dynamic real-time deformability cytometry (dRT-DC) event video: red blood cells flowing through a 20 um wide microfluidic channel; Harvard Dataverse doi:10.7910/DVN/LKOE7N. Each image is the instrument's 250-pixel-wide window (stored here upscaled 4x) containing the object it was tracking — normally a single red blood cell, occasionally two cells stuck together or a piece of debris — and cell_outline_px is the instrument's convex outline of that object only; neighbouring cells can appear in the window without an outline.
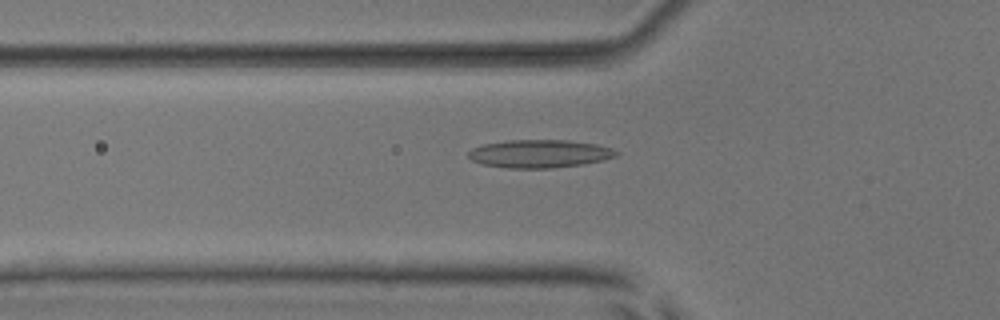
{"species": "common noctule bat (a hibernating species)", "species_latin": "Nyctalus noctula", "temperature_condition": "room temperature", "stored_images_in_passage": 45, "camera_frame_rate_fps": 3000, "um_per_image_px": 0.085, "animal": {"sex": "male", "body_mass_g": 17.9, "forearm_length_mm": 54.2}, "frame": {"image": 1, "passage_image": 13, "time_ms": 4.0, "image_size_px": [1000, 320], "cell_outline_px": [[620, 152], [616, 156], [604, 160], [584, 164], [552, 168], [508, 168], [480, 164], [472, 160], [468, 156], [468, 152], [472, 148], [484, 144], [508, 140], [568, 140], [596, 144], [612, 148]], "centroid_in_image_um": [45.87, 13.07], "position_along_channel_um": 79.9, "area_um2": 24.28}}
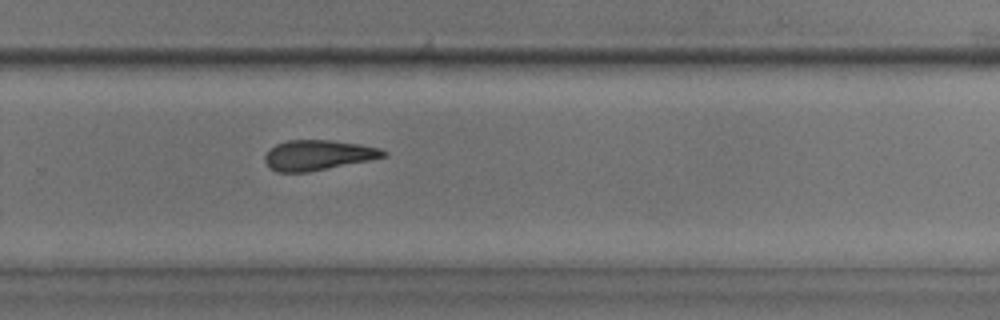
{"frame": {"image": 2, "passage_image": 30, "time_ms": 9.667, "image_size_px": [1000, 320], "cell_outline_px": [[388, 156], [308, 172], [276, 172], [268, 168], [264, 160], [264, 156], [276, 144], [288, 140], [332, 140], [360, 144], [380, 148], [388, 152]], "centroid_in_image_um": [27.02, 13.18], "position_along_channel_um": 302.8, "area_um2": 20.81}}
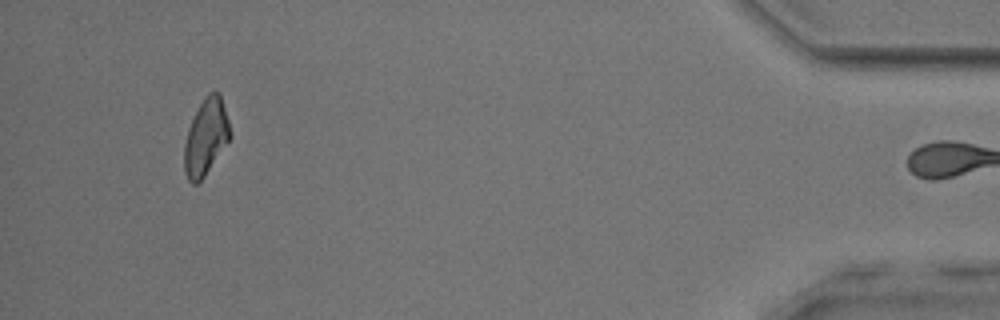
{"frame": {"image": 3, "passage_image": 44, "time_ms": 14.333, "image_size_px": [1000, 320], "cell_outline_px": [[232, 136], [204, 176], [196, 184], [192, 184], [188, 180], [184, 172], [184, 144], [188, 128], [204, 96], [208, 92], [216, 92], [220, 96], [228, 120]], "centroid_in_image_um": [17.48, 11.67], "position_along_channel_um": 417.7, "area_um2": 20.06}, "authors_computed_cell_mechanics": {"area_um2": 21.9062, "velocity_mm_per_s": 3.9402, "shape_relaxation_time_tau1_ms": 11.1189, "shape_relaxation_time_tau2_ms": 5.318, "deformation_change_tau1": 0.2156, "deformation_change_tau2": 0.1661}}